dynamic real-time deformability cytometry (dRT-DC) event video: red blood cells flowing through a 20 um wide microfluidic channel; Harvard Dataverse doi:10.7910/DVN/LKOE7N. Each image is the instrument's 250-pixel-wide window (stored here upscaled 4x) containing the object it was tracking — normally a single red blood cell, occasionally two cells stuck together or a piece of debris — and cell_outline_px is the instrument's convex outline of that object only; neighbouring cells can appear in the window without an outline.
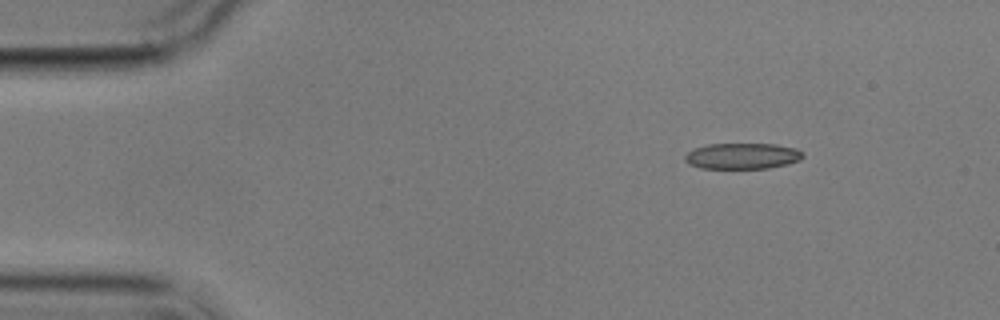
{"species": "common noctule bat (a hibernating species)", "species_latin": "Nyctalus noctula", "temperature_condition": "cold", "stored_images_in_passage": 10, "camera_frame_rate_fps": 3000, "um_per_image_px": 0.085, "animal": {"sex": "male", "body_mass_g": 17.9}, "frame": {"image": 1, "passage_image": 2, "time_ms": 1.333, "image_size_px": [1000, 320], "cell_outline_px": [[804, 156], [800, 160], [788, 164], [768, 168], [700, 168], [688, 164], [684, 160], [684, 156], [688, 152], [696, 148], [708, 144], [776, 144], [796, 148], [804, 152]], "centroid_in_image_um": [63.12, 13.26], "position_along_channel_um": 21.9, "area_um2": 17.92}}
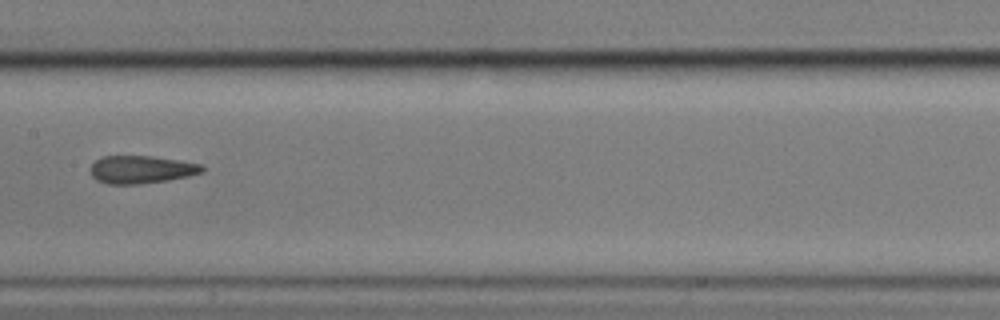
{"frame": {"image": 2, "passage_image": 7, "time_ms": 8.333, "image_size_px": [1000, 320], "cell_outline_px": [[204, 172], [188, 176], [168, 180], [136, 184], [108, 184], [96, 180], [92, 176], [88, 168], [96, 160], [104, 156], [152, 156], [180, 160], [200, 164], [204, 168]], "centroid_in_image_um": [11.99, 14.41], "position_along_channel_um": 195.4, "area_um2": 18.15}}
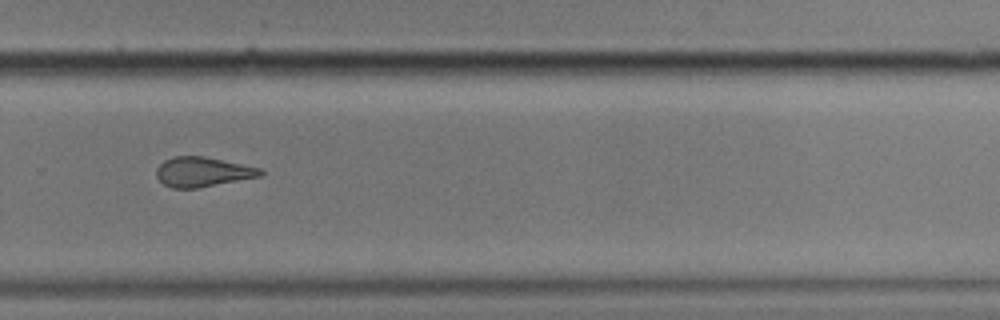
{"frame": {"image": 3, "passage_image": 10, "time_ms": 11.667, "image_size_px": [1000, 320], "cell_outline_px": [[264, 172], [260, 176], [196, 188], [172, 188], [164, 184], [156, 176], [156, 168], [164, 160], [172, 156], [204, 156], [260, 168]], "centroid_in_image_um": [17.18, 14.6], "position_along_channel_um": 312.6, "area_um2": 17.8}}